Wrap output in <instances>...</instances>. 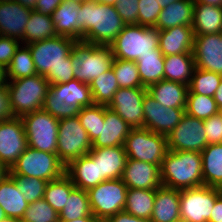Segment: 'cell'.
I'll return each mask as SVG.
<instances>
[{
	"instance_id": "obj_11",
	"label": "cell",
	"mask_w": 222,
	"mask_h": 222,
	"mask_svg": "<svg viewBox=\"0 0 222 222\" xmlns=\"http://www.w3.org/2000/svg\"><path fill=\"white\" fill-rule=\"evenodd\" d=\"M127 189L121 178L109 179L88 189L90 208L95 218H110L124 211Z\"/></svg>"
},
{
	"instance_id": "obj_31",
	"label": "cell",
	"mask_w": 222,
	"mask_h": 222,
	"mask_svg": "<svg viewBox=\"0 0 222 222\" xmlns=\"http://www.w3.org/2000/svg\"><path fill=\"white\" fill-rule=\"evenodd\" d=\"M195 69L193 53L164 56V79L189 86Z\"/></svg>"
},
{
	"instance_id": "obj_56",
	"label": "cell",
	"mask_w": 222,
	"mask_h": 222,
	"mask_svg": "<svg viewBox=\"0 0 222 222\" xmlns=\"http://www.w3.org/2000/svg\"><path fill=\"white\" fill-rule=\"evenodd\" d=\"M213 98L216 101L218 108L222 106V81L217 90L215 91Z\"/></svg>"
},
{
	"instance_id": "obj_50",
	"label": "cell",
	"mask_w": 222,
	"mask_h": 222,
	"mask_svg": "<svg viewBox=\"0 0 222 222\" xmlns=\"http://www.w3.org/2000/svg\"><path fill=\"white\" fill-rule=\"evenodd\" d=\"M20 41L15 38L0 36V68L4 71L10 64Z\"/></svg>"
},
{
	"instance_id": "obj_53",
	"label": "cell",
	"mask_w": 222,
	"mask_h": 222,
	"mask_svg": "<svg viewBox=\"0 0 222 222\" xmlns=\"http://www.w3.org/2000/svg\"><path fill=\"white\" fill-rule=\"evenodd\" d=\"M112 222H152L147 218H138L125 211L118 212L114 216L110 217Z\"/></svg>"
},
{
	"instance_id": "obj_19",
	"label": "cell",
	"mask_w": 222,
	"mask_h": 222,
	"mask_svg": "<svg viewBox=\"0 0 222 222\" xmlns=\"http://www.w3.org/2000/svg\"><path fill=\"white\" fill-rule=\"evenodd\" d=\"M31 11L14 1L0 3V36L21 41Z\"/></svg>"
},
{
	"instance_id": "obj_38",
	"label": "cell",
	"mask_w": 222,
	"mask_h": 222,
	"mask_svg": "<svg viewBox=\"0 0 222 222\" xmlns=\"http://www.w3.org/2000/svg\"><path fill=\"white\" fill-rule=\"evenodd\" d=\"M82 217H95L90 208V202L86 190L74 188L59 213V221H72Z\"/></svg>"
},
{
	"instance_id": "obj_55",
	"label": "cell",
	"mask_w": 222,
	"mask_h": 222,
	"mask_svg": "<svg viewBox=\"0 0 222 222\" xmlns=\"http://www.w3.org/2000/svg\"><path fill=\"white\" fill-rule=\"evenodd\" d=\"M195 4H208L210 6L222 7V0H193Z\"/></svg>"
},
{
	"instance_id": "obj_41",
	"label": "cell",
	"mask_w": 222,
	"mask_h": 222,
	"mask_svg": "<svg viewBox=\"0 0 222 222\" xmlns=\"http://www.w3.org/2000/svg\"><path fill=\"white\" fill-rule=\"evenodd\" d=\"M81 125L88 133L91 142L100 136L101 122H104L105 106L93 104L82 107L77 114Z\"/></svg>"
},
{
	"instance_id": "obj_40",
	"label": "cell",
	"mask_w": 222,
	"mask_h": 222,
	"mask_svg": "<svg viewBox=\"0 0 222 222\" xmlns=\"http://www.w3.org/2000/svg\"><path fill=\"white\" fill-rule=\"evenodd\" d=\"M221 81L222 75L195 67L188 93L213 97Z\"/></svg>"
},
{
	"instance_id": "obj_10",
	"label": "cell",
	"mask_w": 222,
	"mask_h": 222,
	"mask_svg": "<svg viewBox=\"0 0 222 222\" xmlns=\"http://www.w3.org/2000/svg\"><path fill=\"white\" fill-rule=\"evenodd\" d=\"M57 142V156L65 166L92 149V142L78 116L59 119Z\"/></svg>"
},
{
	"instance_id": "obj_45",
	"label": "cell",
	"mask_w": 222,
	"mask_h": 222,
	"mask_svg": "<svg viewBox=\"0 0 222 222\" xmlns=\"http://www.w3.org/2000/svg\"><path fill=\"white\" fill-rule=\"evenodd\" d=\"M22 222H58L59 214L42 198L29 204Z\"/></svg>"
},
{
	"instance_id": "obj_51",
	"label": "cell",
	"mask_w": 222,
	"mask_h": 222,
	"mask_svg": "<svg viewBox=\"0 0 222 222\" xmlns=\"http://www.w3.org/2000/svg\"><path fill=\"white\" fill-rule=\"evenodd\" d=\"M6 80L0 82V122L14 118Z\"/></svg>"
},
{
	"instance_id": "obj_36",
	"label": "cell",
	"mask_w": 222,
	"mask_h": 222,
	"mask_svg": "<svg viewBox=\"0 0 222 222\" xmlns=\"http://www.w3.org/2000/svg\"><path fill=\"white\" fill-rule=\"evenodd\" d=\"M37 74L27 45H19L10 64L4 70V80H16Z\"/></svg>"
},
{
	"instance_id": "obj_28",
	"label": "cell",
	"mask_w": 222,
	"mask_h": 222,
	"mask_svg": "<svg viewBox=\"0 0 222 222\" xmlns=\"http://www.w3.org/2000/svg\"><path fill=\"white\" fill-rule=\"evenodd\" d=\"M49 91L55 97H60L62 101L75 106L78 110L94 104L89 85L76 79L66 83L50 85Z\"/></svg>"
},
{
	"instance_id": "obj_60",
	"label": "cell",
	"mask_w": 222,
	"mask_h": 222,
	"mask_svg": "<svg viewBox=\"0 0 222 222\" xmlns=\"http://www.w3.org/2000/svg\"><path fill=\"white\" fill-rule=\"evenodd\" d=\"M176 1H179V0H157V3H159L160 7L164 9L166 6Z\"/></svg>"
},
{
	"instance_id": "obj_26",
	"label": "cell",
	"mask_w": 222,
	"mask_h": 222,
	"mask_svg": "<svg viewBox=\"0 0 222 222\" xmlns=\"http://www.w3.org/2000/svg\"><path fill=\"white\" fill-rule=\"evenodd\" d=\"M195 2L193 0H179L166 6L159 14L156 26L159 31L175 26H192Z\"/></svg>"
},
{
	"instance_id": "obj_46",
	"label": "cell",
	"mask_w": 222,
	"mask_h": 222,
	"mask_svg": "<svg viewBox=\"0 0 222 222\" xmlns=\"http://www.w3.org/2000/svg\"><path fill=\"white\" fill-rule=\"evenodd\" d=\"M42 109L58 120L75 117L78 114V109L75 106L67 104L60 97H55L50 91L45 97Z\"/></svg>"
},
{
	"instance_id": "obj_67",
	"label": "cell",
	"mask_w": 222,
	"mask_h": 222,
	"mask_svg": "<svg viewBox=\"0 0 222 222\" xmlns=\"http://www.w3.org/2000/svg\"><path fill=\"white\" fill-rule=\"evenodd\" d=\"M71 1H75V2H78V3H83V2H86V1H88V0H71Z\"/></svg>"
},
{
	"instance_id": "obj_23",
	"label": "cell",
	"mask_w": 222,
	"mask_h": 222,
	"mask_svg": "<svg viewBox=\"0 0 222 222\" xmlns=\"http://www.w3.org/2000/svg\"><path fill=\"white\" fill-rule=\"evenodd\" d=\"M194 31L192 26L180 25L159 31V49L164 56L193 53Z\"/></svg>"
},
{
	"instance_id": "obj_18",
	"label": "cell",
	"mask_w": 222,
	"mask_h": 222,
	"mask_svg": "<svg viewBox=\"0 0 222 222\" xmlns=\"http://www.w3.org/2000/svg\"><path fill=\"white\" fill-rule=\"evenodd\" d=\"M121 179L127 188L156 190L162 186L158 165L128 158Z\"/></svg>"
},
{
	"instance_id": "obj_30",
	"label": "cell",
	"mask_w": 222,
	"mask_h": 222,
	"mask_svg": "<svg viewBox=\"0 0 222 222\" xmlns=\"http://www.w3.org/2000/svg\"><path fill=\"white\" fill-rule=\"evenodd\" d=\"M201 157L204 185L222 189V143L208 144Z\"/></svg>"
},
{
	"instance_id": "obj_16",
	"label": "cell",
	"mask_w": 222,
	"mask_h": 222,
	"mask_svg": "<svg viewBox=\"0 0 222 222\" xmlns=\"http://www.w3.org/2000/svg\"><path fill=\"white\" fill-rule=\"evenodd\" d=\"M185 109L165 107L146 93L143 98L144 128L167 136L180 123Z\"/></svg>"
},
{
	"instance_id": "obj_48",
	"label": "cell",
	"mask_w": 222,
	"mask_h": 222,
	"mask_svg": "<svg viewBox=\"0 0 222 222\" xmlns=\"http://www.w3.org/2000/svg\"><path fill=\"white\" fill-rule=\"evenodd\" d=\"M114 6L127 25L137 24L139 0H117Z\"/></svg>"
},
{
	"instance_id": "obj_35",
	"label": "cell",
	"mask_w": 222,
	"mask_h": 222,
	"mask_svg": "<svg viewBox=\"0 0 222 222\" xmlns=\"http://www.w3.org/2000/svg\"><path fill=\"white\" fill-rule=\"evenodd\" d=\"M141 83L148 87L164 79V55L159 48L136 61Z\"/></svg>"
},
{
	"instance_id": "obj_43",
	"label": "cell",
	"mask_w": 222,
	"mask_h": 222,
	"mask_svg": "<svg viewBox=\"0 0 222 222\" xmlns=\"http://www.w3.org/2000/svg\"><path fill=\"white\" fill-rule=\"evenodd\" d=\"M218 106L213 97L188 93L185 112L198 119H207L218 114Z\"/></svg>"
},
{
	"instance_id": "obj_68",
	"label": "cell",
	"mask_w": 222,
	"mask_h": 222,
	"mask_svg": "<svg viewBox=\"0 0 222 222\" xmlns=\"http://www.w3.org/2000/svg\"><path fill=\"white\" fill-rule=\"evenodd\" d=\"M218 113L222 115V106L219 107Z\"/></svg>"
},
{
	"instance_id": "obj_9",
	"label": "cell",
	"mask_w": 222,
	"mask_h": 222,
	"mask_svg": "<svg viewBox=\"0 0 222 222\" xmlns=\"http://www.w3.org/2000/svg\"><path fill=\"white\" fill-rule=\"evenodd\" d=\"M21 118L28 146L57 154L59 120L43 109L25 114Z\"/></svg>"
},
{
	"instance_id": "obj_3",
	"label": "cell",
	"mask_w": 222,
	"mask_h": 222,
	"mask_svg": "<svg viewBox=\"0 0 222 222\" xmlns=\"http://www.w3.org/2000/svg\"><path fill=\"white\" fill-rule=\"evenodd\" d=\"M160 178L162 186L177 190L203 186L201 153L168 150L160 166Z\"/></svg>"
},
{
	"instance_id": "obj_22",
	"label": "cell",
	"mask_w": 222,
	"mask_h": 222,
	"mask_svg": "<svg viewBox=\"0 0 222 222\" xmlns=\"http://www.w3.org/2000/svg\"><path fill=\"white\" fill-rule=\"evenodd\" d=\"M76 188L88 190L103 182L99 178L98 160L89 152L72 160L65 168Z\"/></svg>"
},
{
	"instance_id": "obj_13",
	"label": "cell",
	"mask_w": 222,
	"mask_h": 222,
	"mask_svg": "<svg viewBox=\"0 0 222 222\" xmlns=\"http://www.w3.org/2000/svg\"><path fill=\"white\" fill-rule=\"evenodd\" d=\"M202 119L186 112L180 123L166 136L168 150L202 152L208 145Z\"/></svg>"
},
{
	"instance_id": "obj_69",
	"label": "cell",
	"mask_w": 222,
	"mask_h": 222,
	"mask_svg": "<svg viewBox=\"0 0 222 222\" xmlns=\"http://www.w3.org/2000/svg\"><path fill=\"white\" fill-rule=\"evenodd\" d=\"M9 1H12V0H0V3H2V2H9Z\"/></svg>"
},
{
	"instance_id": "obj_63",
	"label": "cell",
	"mask_w": 222,
	"mask_h": 222,
	"mask_svg": "<svg viewBox=\"0 0 222 222\" xmlns=\"http://www.w3.org/2000/svg\"><path fill=\"white\" fill-rule=\"evenodd\" d=\"M7 216L5 215V212L3 208L0 206V222H2Z\"/></svg>"
},
{
	"instance_id": "obj_64",
	"label": "cell",
	"mask_w": 222,
	"mask_h": 222,
	"mask_svg": "<svg viewBox=\"0 0 222 222\" xmlns=\"http://www.w3.org/2000/svg\"><path fill=\"white\" fill-rule=\"evenodd\" d=\"M96 222H112L110 218H99L96 219Z\"/></svg>"
},
{
	"instance_id": "obj_27",
	"label": "cell",
	"mask_w": 222,
	"mask_h": 222,
	"mask_svg": "<svg viewBox=\"0 0 222 222\" xmlns=\"http://www.w3.org/2000/svg\"><path fill=\"white\" fill-rule=\"evenodd\" d=\"M0 206L7 217L22 219L29 203L18 190L15 179L8 174L0 181Z\"/></svg>"
},
{
	"instance_id": "obj_20",
	"label": "cell",
	"mask_w": 222,
	"mask_h": 222,
	"mask_svg": "<svg viewBox=\"0 0 222 222\" xmlns=\"http://www.w3.org/2000/svg\"><path fill=\"white\" fill-rule=\"evenodd\" d=\"M130 125L115 111L105 106L104 122H101L100 136L92 142V148L124 146L131 131Z\"/></svg>"
},
{
	"instance_id": "obj_32",
	"label": "cell",
	"mask_w": 222,
	"mask_h": 222,
	"mask_svg": "<svg viewBox=\"0 0 222 222\" xmlns=\"http://www.w3.org/2000/svg\"><path fill=\"white\" fill-rule=\"evenodd\" d=\"M80 3L62 0L59 7L51 14L56 34L77 40V22Z\"/></svg>"
},
{
	"instance_id": "obj_29",
	"label": "cell",
	"mask_w": 222,
	"mask_h": 222,
	"mask_svg": "<svg viewBox=\"0 0 222 222\" xmlns=\"http://www.w3.org/2000/svg\"><path fill=\"white\" fill-rule=\"evenodd\" d=\"M193 14L194 35L222 33V7L195 4Z\"/></svg>"
},
{
	"instance_id": "obj_42",
	"label": "cell",
	"mask_w": 222,
	"mask_h": 222,
	"mask_svg": "<svg viewBox=\"0 0 222 222\" xmlns=\"http://www.w3.org/2000/svg\"><path fill=\"white\" fill-rule=\"evenodd\" d=\"M111 68L115 73L119 88L144 87L136 61L114 58Z\"/></svg>"
},
{
	"instance_id": "obj_58",
	"label": "cell",
	"mask_w": 222,
	"mask_h": 222,
	"mask_svg": "<svg viewBox=\"0 0 222 222\" xmlns=\"http://www.w3.org/2000/svg\"><path fill=\"white\" fill-rule=\"evenodd\" d=\"M9 174V169L0 160V181Z\"/></svg>"
},
{
	"instance_id": "obj_6",
	"label": "cell",
	"mask_w": 222,
	"mask_h": 222,
	"mask_svg": "<svg viewBox=\"0 0 222 222\" xmlns=\"http://www.w3.org/2000/svg\"><path fill=\"white\" fill-rule=\"evenodd\" d=\"M10 102L15 117L42 109L50 83L43 75L6 80Z\"/></svg>"
},
{
	"instance_id": "obj_17",
	"label": "cell",
	"mask_w": 222,
	"mask_h": 222,
	"mask_svg": "<svg viewBox=\"0 0 222 222\" xmlns=\"http://www.w3.org/2000/svg\"><path fill=\"white\" fill-rule=\"evenodd\" d=\"M194 36L195 67L222 75V33Z\"/></svg>"
},
{
	"instance_id": "obj_61",
	"label": "cell",
	"mask_w": 222,
	"mask_h": 222,
	"mask_svg": "<svg viewBox=\"0 0 222 222\" xmlns=\"http://www.w3.org/2000/svg\"><path fill=\"white\" fill-rule=\"evenodd\" d=\"M102 4L114 5L117 0H92Z\"/></svg>"
},
{
	"instance_id": "obj_5",
	"label": "cell",
	"mask_w": 222,
	"mask_h": 222,
	"mask_svg": "<svg viewBox=\"0 0 222 222\" xmlns=\"http://www.w3.org/2000/svg\"><path fill=\"white\" fill-rule=\"evenodd\" d=\"M114 56L110 46L77 41L72 51V68L76 80L90 84L111 69Z\"/></svg>"
},
{
	"instance_id": "obj_4",
	"label": "cell",
	"mask_w": 222,
	"mask_h": 222,
	"mask_svg": "<svg viewBox=\"0 0 222 222\" xmlns=\"http://www.w3.org/2000/svg\"><path fill=\"white\" fill-rule=\"evenodd\" d=\"M109 46L114 58L137 61L146 54H154V50L159 48V30L154 27L129 24Z\"/></svg>"
},
{
	"instance_id": "obj_57",
	"label": "cell",
	"mask_w": 222,
	"mask_h": 222,
	"mask_svg": "<svg viewBox=\"0 0 222 222\" xmlns=\"http://www.w3.org/2000/svg\"><path fill=\"white\" fill-rule=\"evenodd\" d=\"M14 2H17L18 4H21L24 7H28L30 9H34L36 5L37 0H12Z\"/></svg>"
},
{
	"instance_id": "obj_14",
	"label": "cell",
	"mask_w": 222,
	"mask_h": 222,
	"mask_svg": "<svg viewBox=\"0 0 222 222\" xmlns=\"http://www.w3.org/2000/svg\"><path fill=\"white\" fill-rule=\"evenodd\" d=\"M146 93V87L119 88L107 107L131 128H144L143 98Z\"/></svg>"
},
{
	"instance_id": "obj_15",
	"label": "cell",
	"mask_w": 222,
	"mask_h": 222,
	"mask_svg": "<svg viewBox=\"0 0 222 222\" xmlns=\"http://www.w3.org/2000/svg\"><path fill=\"white\" fill-rule=\"evenodd\" d=\"M27 147L28 142L21 117L0 122V160L8 169Z\"/></svg>"
},
{
	"instance_id": "obj_65",
	"label": "cell",
	"mask_w": 222,
	"mask_h": 222,
	"mask_svg": "<svg viewBox=\"0 0 222 222\" xmlns=\"http://www.w3.org/2000/svg\"><path fill=\"white\" fill-rule=\"evenodd\" d=\"M4 80V71L0 68V82Z\"/></svg>"
},
{
	"instance_id": "obj_39",
	"label": "cell",
	"mask_w": 222,
	"mask_h": 222,
	"mask_svg": "<svg viewBox=\"0 0 222 222\" xmlns=\"http://www.w3.org/2000/svg\"><path fill=\"white\" fill-rule=\"evenodd\" d=\"M94 104L108 106L119 89L113 69L99 75L89 84Z\"/></svg>"
},
{
	"instance_id": "obj_59",
	"label": "cell",
	"mask_w": 222,
	"mask_h": 222,
	"mask_svg": "<svg viewBox=\"0 0 222 222\" xmlns=\"http://www.w3.org/2000/svg\"><path fill=\"white\" fill-rule=\"evenodd\" d=\"M58 222H96V218L95 217H82V218L75 219L72 221H58Z\"/></svg>"
},
{
	"instance_id": "obj_66",
	"label": "cell",
	"mask_w": 222,
	"mask_h": 222,
	"mask_svg": "<svg viewBox=\"0 0 222 222\" xmlns=\"http://www.w3.org/2000/svg\"><path fill=\"white\" fill-rule=\"evenodd\" d=\"M173 222H187V221L180 217V218L174 220Z\"/></svg>"
},
{
	"instance_id": "obj_1",
	"label": "cell",
	"mask_w": 222,
	"mask_h": 222,
	"mask_svg": "<svg viewBox=\"0 0 222 222\" xmlns=\"http://www.w3.org/2000/svg\"><path fill=\"white\" fill-rule=\"evenodd\" d=\"M77 40L59 36L28 44L37 74L50 85L69 82L74 77L72 51Z\"/></svg>"
},
{
	"instance_id": "obj_47",
	"label": "cell",
	"mask_w": 222,
	"mask_h": 222,
	"mask_svg": "<svg viewBox=\"0 0 222 222\" xmlns=\"http://www.w3.org/2000/svg\"><path fill=\"white\" fill-rule=\"evenodd\" d=\"M161 11L157 0H139L137 25L155 27Z\"/></svg>"
},
{
	"instance_id": "obj_37",
	"label": "cell",
	"mask_w": 222,
	"mask_h": 222,
	"mask_svg": "<svg viewBox=\"0 0 222 222\" xmlns=\"http://www.w3.org/2000/svg\"><path fill=\"white\" fill-rule=\"evenodd\" d=\"M74 188L72 180L64 173L61 177L47 183L43 199L59 214Z\"/></svg>"
},
{
	"instance_id": "obj_62",
	"label": "cell",
	"mask_w": 222,
	"mask_h": 222,
	"mask_svg": "<svg viewBox=\"0 0 222 222\" xmlns=\"http://www.w3.org/2000/svg\"><path fill=\"white\" fill-rule=\"evenodd\" d=\"M2 222H22V221L18 218L6 217Z\"/></svg>"
},
{
	"instance_id": "obj_54",
	"label": "cell",
	"mask_w": 222,
	"mask_h": 222,
	"mask_svg": "<svg viewBox=\"0 0 222 222\" xmlns=\"http://www.w3.org/2000/svg\"><path fill=\"white\" fill-rule=\"evenodd\" d=\"M209 222H222V194L214 203Z\"/></svg>"
},
{
	"instance_id": "obj_25",
	"label": "cell",
	"mask_w": 222,
	"mask_h": 222,
	"mask_svg": "<svg viewBox=\"0 0 222 222\" xmlns=\"http://www.w3.org/2000/svg\"><path fill=\"white\" fill-rule=\"evenodd\" d=\"M180 218V190L161 186L156 189L152 222H173Z\"/></svg>"
},
{
	"instance_id": "obj_2",
	"label": "cell",
	"mask_w": 222,
	"mask_h": 222,
	"mask_svg": "<svg viewBox=\"0 0 222 222\" xmlns=\"http://www.w3.org/2000/svg\"><path fill=\"white\" fill-rule=\"evenodd\" d=\"M77 41L109 46L127 25L114 5L88 0L80 4Z\"/></svg>"
},
{
	"instance_id": "obj_49",
	"label": "cell",
	"mask_w": 222,
	"mask_h": 222,
	"mask_svg": "<svg viewBox=\"0 0 222 222\" xmlns=\"http://www.w3.org/2000/svg\"><path fill=\"white\" fill-rule=\"evenodd\" d=\"M207 144L222 143V115L216 114L203 120Z\"/></svg>"
},
{
	"instance_id": "obj_12",
	"label": "cell",
	"mask_w": 222,
	"mask_h": 222,
	"mask_svg": "<svg viewBox=\"0 0 222 222\" xmlns=\"http://www.w3.org/2000/svg\"><path fill=\"white\" fill-rule=\"evenodd\" d=\"M222 189L201 186L180 190V217L187 222H209L216 199Z\"/></svg>"
},
{
	"instance_id": "obj_44",
	"label": "cell",
	"mask_w": 222,
	"mask_h": 222,
	"mask_svg": "<svg viewBox=\"0 0 222 222\" xmlns=\"http://www.w3.org/2000/svg\"><path fill=\"white\" fill-rule=\"evenodd\" d=\"M11 176L15 179L18 190L29 204L43 198L47 181L22 175Z\"/></svg>"
},
{
	"instance_id": "obj_21",
	"label": "cell",
	"mask_w": 222,
	"mask_h": 222,
	"mask_svg": "<svg viewBox=\"0 0 222 222\" xmlns=\"http://www.w3.org/2000/svg\"><path fill=\"white\" fill-rule=\"evenodd\" d=\"M90 153L98 160L102 181L122 178L127 160L124 146L92 148Z\"/></svg>"
},
{
	"instance_id": "obj_7",
	"label": "cell",
	"mask_w": 222,
	"mask_h": 222,
	"mask_svg": "<svg viewBox=\"0 0 222 222\" xmlns=\"http://www.w3.org/2000/svg\"><path fill=\"white\" fill-rule=\"evenodd\" d=\"M65 168L57 154L28 146L9 169V174L35 177L49 182L61 177L65 173Z\"/></svg>"
},
{
	"instance_id": "obj_8",
	"label": "cell",
	"mask_w": 222,
	"mask_h": 222,
	"mask_svg": "<svg viewBox=\"0 0 222 222\" xmlns=\"http://www.w3.org/2000/svg\"><path fill=\"white\" fill-rule=\"evenodd\" d=\"M124 147L128 159L155 164L159 167L168 152L166 136L146 128H132L126 137Z\"/></svg>"
},
{
	"instance_id": "obj_52",
	"label": "cell",
	"mask_w": 222,
	"mask_h": 222,
	"mask_svg": "<svg viewBox=\"0 0 222 222\" xmlns=\"http://www.w3.org/2000/svg\"><path fill=\"white\" fill-rule=\"evenodd\" d=\"M61 3L62 0H37L33 10L41 14L51 15Z\"/></svg>"
},
{
	"instance_id": "obj_24",
	"label": "cell",
	"mask_w": 222,
	"mask_h": 222,
	"mask_svg": "<svg viewBox=\"0 0 222 222\" xmlns=\"http://www.w3.org/2000/svg\"><path fill=\"white\" fill-rule=\"evenodd\" d=\"M188 91L189 86L165 79L147 87V93L156 101L171 108H186Z\"/></svg>"
},
{
	"instance_id": "obj_34",
	"label": "cell",
	"mask_w": 222,
	"mask_h": 222,
	"mask_svg": "<svg viewBox=\"0 0 222 222\" xmlns=\"http://www.w3.org/2000/svg\"><path fill=\"white\" fill-rule=\"evenodd\" d=\"M156 190L127 189L124 211L138 218L150 219L155 200Z\"/></svg>"
},
{
	"instance_id": "obj_33",
	"label": "cell",
	"mask_w": 222,
	"mask_h": 222,
	"mask_svg": "<svg viewBox=\"0 0 222 222\" xmlns=\"http://www.w3.org/2000/svg\"><path fill=\"white\" fill-rule=\"evenodd\" d=\"M27 23L21 44L28 45L36 41L57 36L51 15L41 14L32 10Z\"/></svg>"
}]
</instances>
